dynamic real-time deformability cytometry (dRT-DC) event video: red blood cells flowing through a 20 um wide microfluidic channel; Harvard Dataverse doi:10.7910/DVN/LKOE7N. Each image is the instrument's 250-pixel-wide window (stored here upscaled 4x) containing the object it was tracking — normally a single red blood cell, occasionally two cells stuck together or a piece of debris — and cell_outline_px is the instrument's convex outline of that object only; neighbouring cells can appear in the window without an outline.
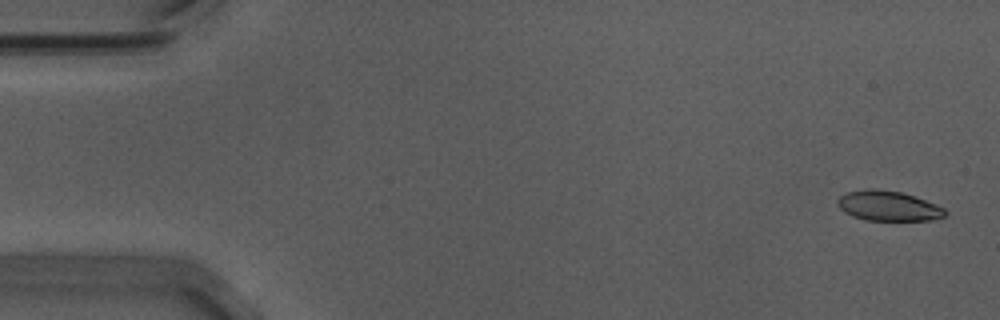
{"species": "Egyptian fruit bat (a non-hibernating species)", "species_latin": "Rousettus aegyptiacus", "temperature_condition": "warm", "stored_images_in_passage": 14, "camera_frame_rate_fps": 3000, "um_per_image_px": 0.085, "animal": {"sex": "male"}, "frame": {"image": 1, "passage_image": 2, "time_ms": 0.333, "image_size_px": [1000, 320], "cell_outline_px": [[948, 212], [944, 216], [932, 220], [864, 220], [852, 216], [844, 212], [836, 204], [836, 200], [840, 196], [848, 192], [868, 188], [872, 188], [900, 192], [936, 204], [944, 208]], "centroid_in_image_um": [75.47, 17.51], "position_along_channel_um": 9.5, "area_um2": 18.73}}